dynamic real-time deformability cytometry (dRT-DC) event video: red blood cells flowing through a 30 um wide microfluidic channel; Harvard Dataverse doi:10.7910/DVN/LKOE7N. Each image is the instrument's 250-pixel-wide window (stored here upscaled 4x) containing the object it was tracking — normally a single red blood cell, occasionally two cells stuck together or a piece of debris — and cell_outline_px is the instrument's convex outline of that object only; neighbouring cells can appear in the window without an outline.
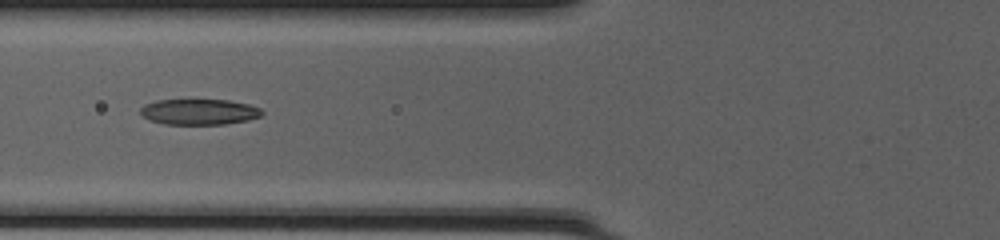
{"species": "common noctule bat (a hibernating species)", "species_latin": "Nyctalus noctula", "temperature_condition": "cold", "stored_images_in_passage": 37, "camera_frame_rate_fps": 3000, "um_per_image_px": 0.085, "animal": {"sex": "female", "body_mass_g": 20.0, "forearm_length_mm": 54.0}, "frame": {"image": 1, "passage_image": 8, "time_ms": 2.333, "image_size_px": [1000, 240], "cell_outline_px": [[264, 112], [260, 116], [248, 120], [224, 124], [164, 124], [148, 120], [140, 112], [140, 108], [144, 104], [156, 100], [228, 100], [248, 104], [260, 108]], "centroid_in_image_um": [16.91, 9.5], "position_along_channel_um": 108.9, "area_um2": 18.21}}
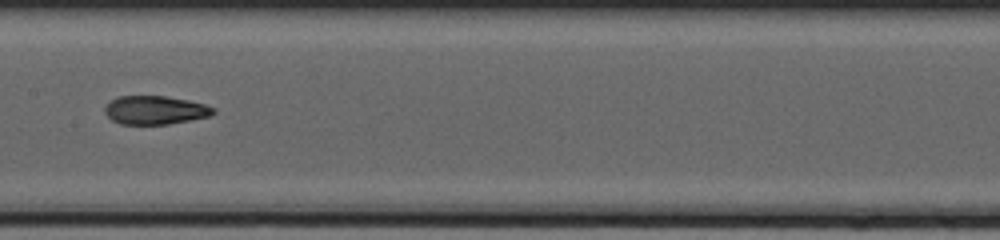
{"frame": {"image": 2, "passage_image": 14, "time_ms": 4.333, "image_size_px": [1000, 240], "cell_outline_px": [[216, 112], [208, 116], [192, 120], [168, 124], [120, 124], [112, 120], [104, 112], [104, 108], [116, 96], [164, 96], [188, 100], [204, 104], [216, 108]], "centroid_in_image_um": [13.19, 9.36], "position_along_channel_um": 194.2, "area_um2": 18.03}}
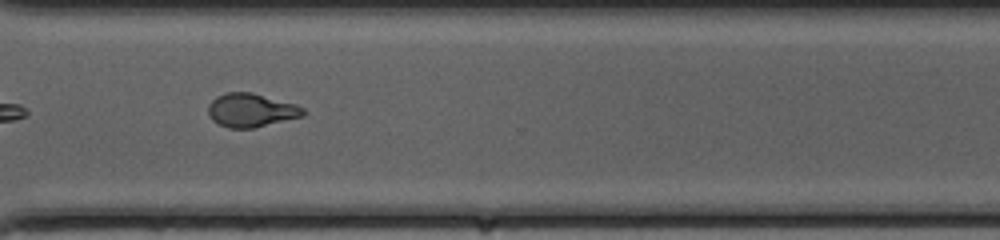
{"frame": {"image": 3, "passage_image": 25, "time_ms": 8.0, "image_size_px": [1000, 240], "cell_outline_px": [[308, 112], [304, 116], [256, 128], [228, 128], [216, 124], [208, 116], [208, 104], [216, 96], [224, 92], [252, 92], [296, 104], [304, 108]], "centroid_in_image_um": [21.35, 9.38], "position_along_channel_um": 349.3, "area_um2": 19.07}, "authors_computed_cell_mechanics": {"area_um2": 18.6116, "velocity_mm_per_s": 4.236, "shape_relaxation_time_tau1_ms": null, "shape_relaxation_time_tau2_ms": 1.4279, "deformation_change_tau1": null, "deformation_change_tau2": 0.0858}}